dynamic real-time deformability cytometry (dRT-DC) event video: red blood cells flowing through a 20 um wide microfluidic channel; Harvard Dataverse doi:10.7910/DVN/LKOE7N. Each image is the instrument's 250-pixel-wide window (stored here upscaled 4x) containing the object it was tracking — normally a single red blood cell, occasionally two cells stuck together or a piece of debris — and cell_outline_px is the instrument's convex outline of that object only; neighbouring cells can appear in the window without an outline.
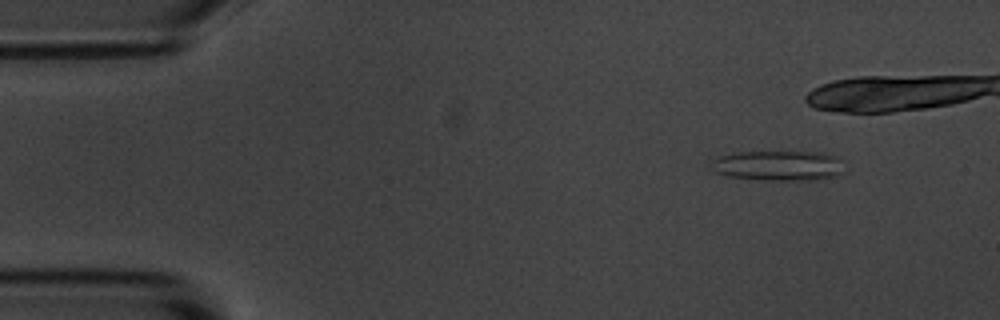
{"species": "common noctule bat (a hibernating species)", "species_latin": "Nyctalus noctula", "temperature_condition": "room temperature", "stored_images_in_passage": 44, "camera_frame_rate_fps": 3000, "um_per_image_px": 0.085, "animal": {"sex": "male", "body_mass_g": 20.1, "forearm_length_mm": 53.5}, "frame": {"image": 1, "passage_image": 6, "time_ms": 1.667, "image_size_px": [1000, 320], "cell_outline_px": [[844, 172], [832, 176], [816, 180], [760, 180], [728, 176], [716, 172], [708, 168], [708, 160], [720, 156], [736, 152], [824, 152], [836, 156], [840, 160]], "centroid_in_image_um": [66.09, 14.07], "position_along_channel_um": 18.9, "area_um2": 23.7}}
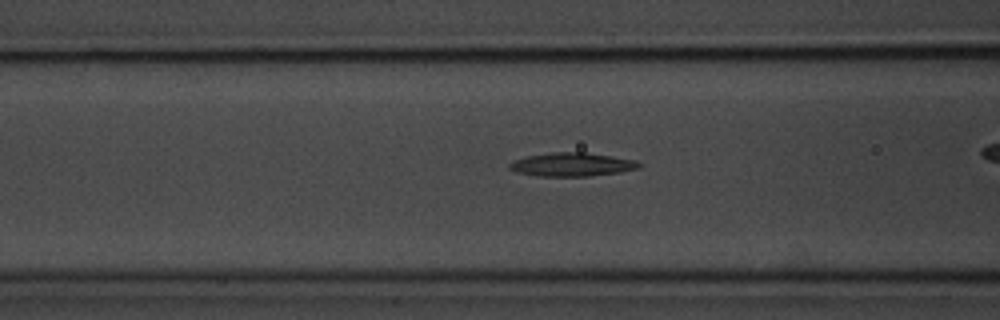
{"frame": {"image": 2, "passage_image": 21, "time_ms": 6.667, "image_size_px": [1000, 320], "cell_outline_px": [[644, 164], [640, 168], [620, 172], [588, 176], [536, 176], [516, 172], [508, 168], [508, 164], [512, 160], [524, 156], [552, 152], [584, 152], [612, 156], [636, 160]], "centroid_in_image_um": [48.6, 13.98], "position_along_channel_um": 118.0, "area_um2": 18.09}}
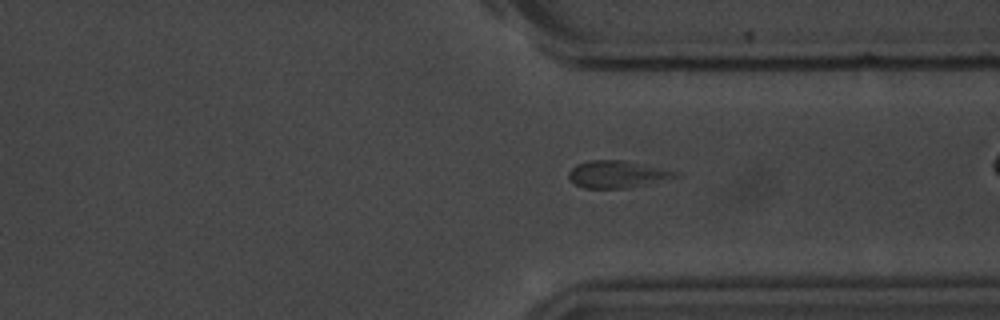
{"frame": {"image": 3, "passage_image": 41, "time_ms": 13.333, "image_size_px": [1000, 320], "cell_outline_px": [[688, 176], [628, 188], [584, 188], [576, 184], [568, 176], [568, 172], [576, 164], [588, 160], [624, 160], [684, 172]], "centroid_in_image_um": [52.63, 14.81], "position_along_channel_um": 358.8, "area_um2": 17.46}}